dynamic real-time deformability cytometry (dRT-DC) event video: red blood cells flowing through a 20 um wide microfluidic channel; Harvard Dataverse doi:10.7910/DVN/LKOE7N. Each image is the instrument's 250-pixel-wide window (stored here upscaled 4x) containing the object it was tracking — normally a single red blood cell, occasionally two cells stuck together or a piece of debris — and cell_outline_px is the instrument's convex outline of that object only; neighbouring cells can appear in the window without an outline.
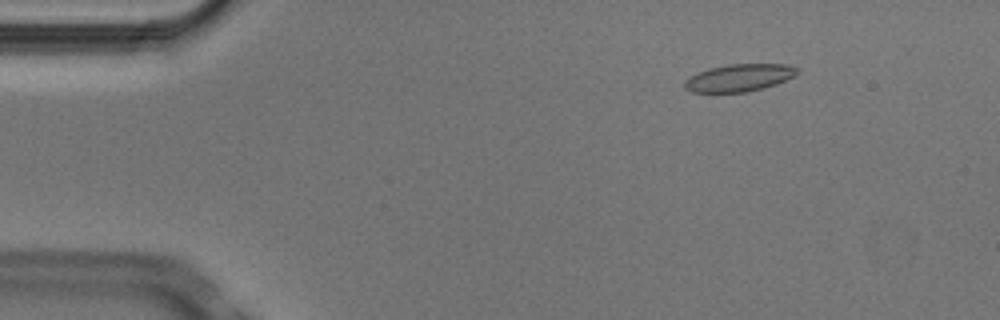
{"species": "Egyptian fruit bat (a non-hibernating species)", "species_latin": "Rousettus aegyptiacus", "temperature_condition": "cold", "stored_images_in_passage": 4, "camera_frame_rate_fps": 3000, "um_per_image_px": 0.085, "animal": {"sex": "male"}, "frame": {"image": 1, "passage_image": 2, "time_ms": 0.333, "image_size_px": [1000, 320], "cell_outline_px": [[796, 76], [776, 84], [764, 88], [748, 92], [692, 92], [684, 88], [684, 80], [708, 68], [728, 64], [788, 64], [796, 68]], "centroid_in_image_um": [62.83, 6.61], "position_along_channel_um": 22.2, "area_um2": 17.92}}
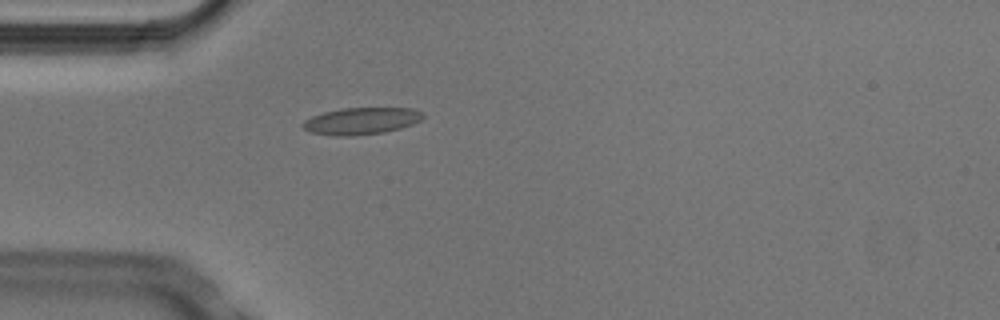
{"frame": {"image": 2, "passage_image": 4, "time_ms": 1.0, "image_size_px": [1000, 320], "cell_outline_px": [[424, 116], [420, 120], [412, 124], [400, 128], [384, 132], [352, 136], [336, 136], [308, 132], [300, 124], [304, 120], [312, 116], [324, 112], [340, 108], [412, 108], [424, 112]], "centroid_in_image_um": [30.69, 10.28], "position_along_channel_um": 54.3, "area_um2": 18.96}}